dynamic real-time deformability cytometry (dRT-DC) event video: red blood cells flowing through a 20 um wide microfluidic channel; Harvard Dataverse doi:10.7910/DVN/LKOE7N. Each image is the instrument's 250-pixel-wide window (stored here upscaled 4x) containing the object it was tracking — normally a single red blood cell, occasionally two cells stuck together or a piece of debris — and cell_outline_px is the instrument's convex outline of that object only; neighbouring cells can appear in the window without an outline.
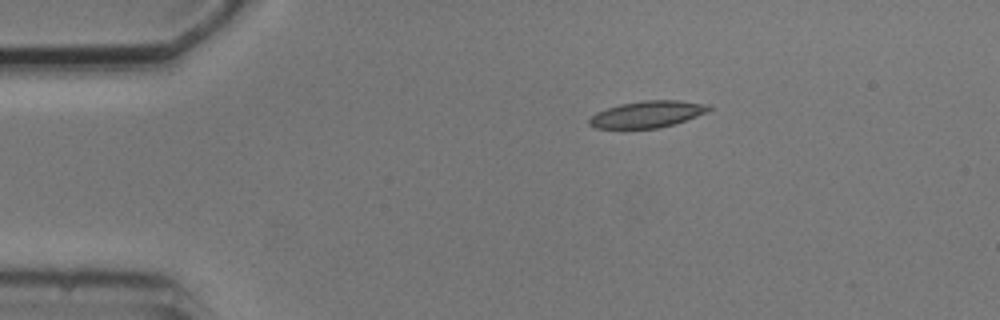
{"species": "common noctule bat (a hibernating species)", "species_latin": "Nyctalus noctula", "temperature_condition": "cold", "stored_images_in_passage": 2, "camera_frame_rate_fps": 3000, "um_per_image_px": 0.085, "animal": {"sex": "male", "body_mass_g": 20.5, "forearm_length_mm": 52.5}, "frame": {"image": 1, "passage_image": 1, "time_ms": 0.0, "image_size_px": [1000, 320], "cell_outline_px": [[712, 108], [708, 112], [660, 128], [596, 128], [588, 124], [588, 120], [596, 112], [620, 104], [644, 100], [680, 100], [712, 104]], "centroid_in_image_um": [55.06, 9.69], "position_along_channel_um": 29.9, "area_um2": 18.55}}